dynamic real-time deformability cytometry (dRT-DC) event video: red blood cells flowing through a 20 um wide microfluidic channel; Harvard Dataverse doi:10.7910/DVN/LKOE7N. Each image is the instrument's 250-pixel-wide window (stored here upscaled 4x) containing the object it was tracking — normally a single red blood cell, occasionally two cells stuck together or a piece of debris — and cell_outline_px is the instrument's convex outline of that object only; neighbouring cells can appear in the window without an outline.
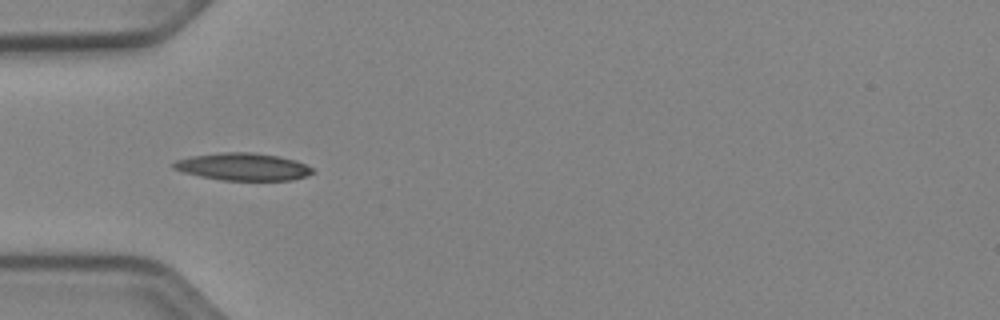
{"species": "Egyptian fruit bat (a non-hibernating species)", "species_latin": "Rousettus aegyptiacus", "temperature_condition": "cold", "stored_images_in_passage": 25, "camera_frame_rate_fps": 3000, "um_per_image_px": 0.085, "animal": {"sex": "female"}, "frame": {"image": 1, "passage_image": 1, "time_ms": 0.0, "image_size_px": [1000, 320], "cell_outline_px": [[316, 172], [292, 180], [220, 180], [200, 176], [184, 172], [172, 168], [172, 164], [176, 160], [192, 156], [220, 152], [252, 152], [280, 156], [296, 160], [312, 168]], "centroid_in_image_um": [20.65, 14.17], "position_along_channel_um": 64.3, "area_um2": 22.2}}
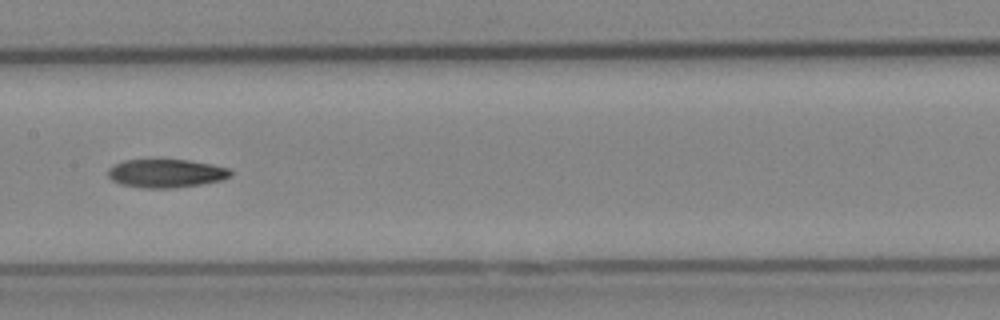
{"frame": {"image": 2, "passage_image": 11, "time_ms": 3.333, "image_size_px": [1000, 320], "cell_outline_px": [[232, 176], [220, 180], [200, 184], [172, 188], [144, 188], [120, 184], [112, 180], [108, 176], [108, 168], [112, 164], [124, 160], [148, 156], [188, 160], [212, 164], [228, 168], [232, 172]], "centroid_in_image_um": [14.04, 14.68], "position_along_channel_um": 193.4, "area_um2": 21.21}}
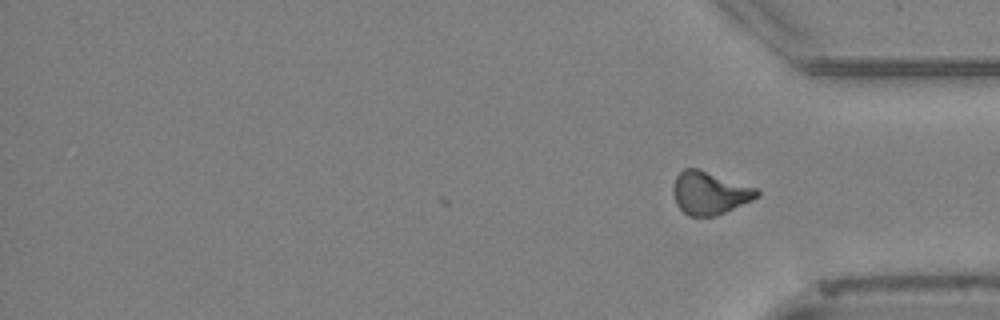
{"frame": {"image": 3, "passage_image": 25, "time_ms": 8.0, "image_size_px": [1000, 320], "cell_outline_px": [[760, 196], [752, 200], [716, 216], [688, 216], [676, 204], [672, 192], [672, 188], [676, 176], [684, 168], [696, 168], [756, 188], [760, 192]], "centroid_in_image_um": [60.29, 16.41], "position_along_channel_um": 374.9, "area_um2": 20.75}, "authors_computed_cell_mechanics": {"area_um2": 20.7502, "velocity_mm_per_s": 3.9272, "shape_relaxation_time_tau1_ms": 4.1711, "shape_relaxation_time_tau2_ms": null, "deformation_change_tau1": 0.1387, "deformation_change_tau2": null}}